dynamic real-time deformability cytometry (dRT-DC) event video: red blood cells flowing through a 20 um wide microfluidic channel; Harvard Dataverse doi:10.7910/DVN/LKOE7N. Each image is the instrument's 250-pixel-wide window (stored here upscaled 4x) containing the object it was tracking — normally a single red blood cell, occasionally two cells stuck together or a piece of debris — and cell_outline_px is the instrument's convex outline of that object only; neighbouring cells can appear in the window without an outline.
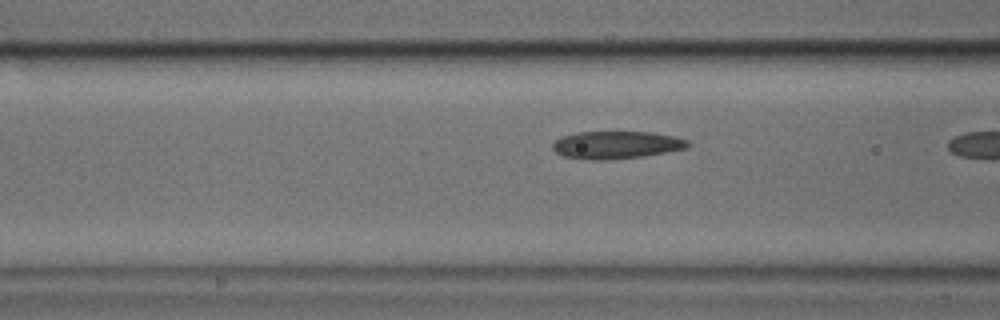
{"species": "common noctule bat (a hibernating species)", "species_latin": "Nyctalus noctula", "temperature_condition": "cold", "stored_images_in_passage": 5, "camera_frame_rate_fps": 3000, "um_per_image_px": 0.085, "animal": {"sex": "male", "body_mass_g": 17.9, "forearm_length_mm": 54.2}, "frame": {"image": 1, "passage_image": 4, "time_ms": 1.0, "image_size_px": [1000, 320], "cell_outline_px": [[688, 148], [644, 156], [612, 160], [592, 160], [564, 156], [556, 152], [552, 148], [552, 144], [560, 136], [576, 132], [652, 132], [672, 136], [688, 140]], "centroid_in_image_um": [52.36, 12.32], "position_along_channel_um": 114.2, "area_um2": 21.79}}